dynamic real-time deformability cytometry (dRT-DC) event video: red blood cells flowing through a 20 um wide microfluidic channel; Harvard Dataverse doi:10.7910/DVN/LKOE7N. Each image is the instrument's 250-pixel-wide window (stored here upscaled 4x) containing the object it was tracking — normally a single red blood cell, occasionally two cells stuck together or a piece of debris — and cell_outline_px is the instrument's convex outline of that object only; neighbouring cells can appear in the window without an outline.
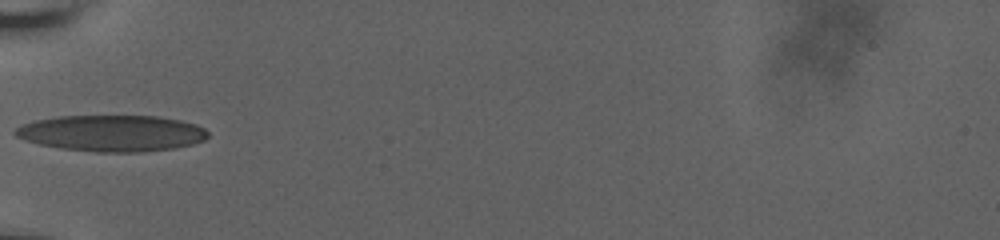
{"species": "human", "species_latin": "Homo sapiens", "temperature_condition": "room temperature", "stored_images_in_passage": 37, "camera_frame_rate_fps": 3000, "um_per_image_px": 0.085, "donor": {"sex": "male"}, "frame": {"image": 1, "passage_image": 1, "time_ms": 0.0, "image_size_px": [1000, 240], "cell_outline_px": [[208, 136], [204, 140], [192, 144], [176, 148], [140, 152], [96, 152], [60, 148], [40, 144], [24, 140], [16, 136], [12, 132], [16, 128], [32, 120], [56, 116], [160, 116], [180, 120], [196, 124], [204, 128], [208, 132]], "centroid_in_image_um": [9.5, 11.32], "position_along_channel_um": 75.5, "area_um2": 40.98}}
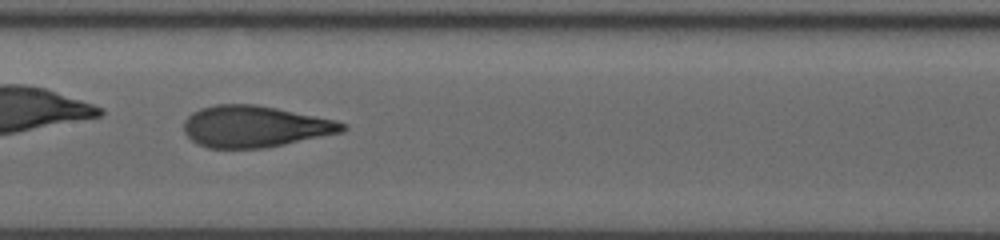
{"frame": {"image": 2, "passage_image": 10, "time_ms": 3.0, "image_size_px": [1000, 240], "cell_outline_px": [[348, 128], [344, 132], [264, 148], [208, 148], [192, 140], [184, 132], [184, 120], [192, 112], [200, 108], [216, 104], [256, 104], [336, 120], [348, 124]], "centroid_in_image_um": [21.68, 10.75], "position_along_channel_um": 185.7, "area_um2": 38.38}}
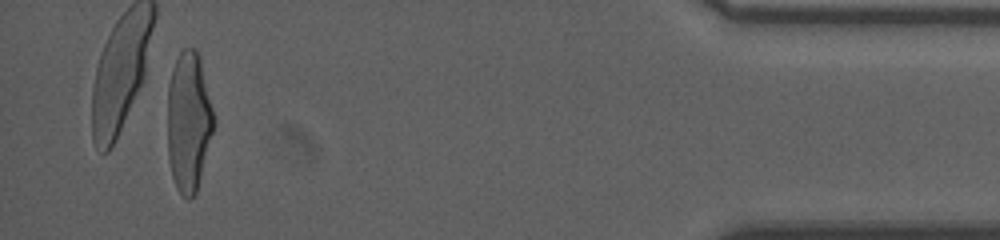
{"frame": {"image": 3, "passage_image": 34, "time_ms": 11.0, "image_size_px": [1000, 240], "cell_outline_px": [[216, 124], [196, 192], [188, 200], [176, 188], [172, 176], [168, 160], [168, 84], [172, 68], [180, 52], [184, 48], [196, 48], [200, 56], [216, 120]], "centroid_in_image_um": [16.05, 10.32], "position_along_channel_um": 419.1, "area_um2": 38.15}, "authors_computed_cell_mechanics": {"area_um2": 38.3214, "velocity_mm_per_s": 3.6739, "shape_relaxation_time_tau1_ms": 6.7342, "shape_relaxation_time_tau2_ms": 0.9252, "deformation_change_tau1": 0.2592, "deformation_change_tau2": 0.0845}}